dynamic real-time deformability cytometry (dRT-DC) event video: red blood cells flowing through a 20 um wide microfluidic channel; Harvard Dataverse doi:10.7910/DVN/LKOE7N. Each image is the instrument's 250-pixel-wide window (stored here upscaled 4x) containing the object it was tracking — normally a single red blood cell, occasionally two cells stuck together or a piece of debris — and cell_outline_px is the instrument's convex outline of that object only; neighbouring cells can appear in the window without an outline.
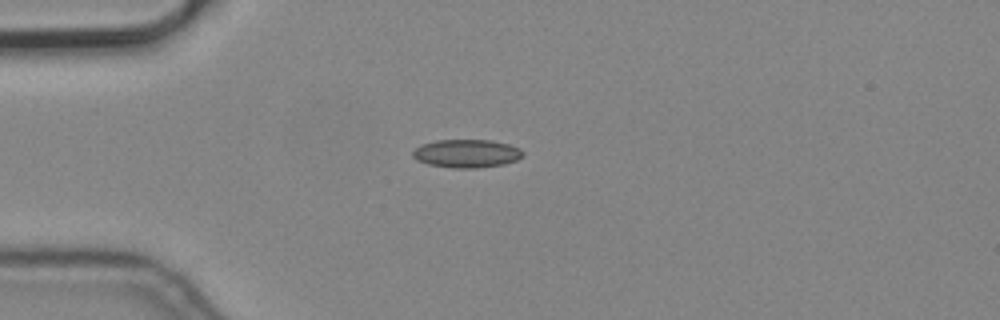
{"species": "common noctule bat (a hibernating species)", "species_latin": "Nyctalus noctula", "temperature_condition": "cold", "stored_images_in_passage": 3, "camera_frame_rate_fps": 3000, "um_per_image_px": 0.085, "animal": {"sex": "male", "body_mass_g": 19.2, "forearm_length_mm": 51.8}, "frame": {"image": 1, "passage_image": 1, "time_ms": 0.0, "image_size_px": [1000, 320], "cell_outline_px": [[524, 156], [516, 160], [504, 164], [476, 168], [452, 168], [428, 164], [416, 160], [412, 156], [412, 152], [420, 144], [436, 140], [492, 140], [508, 144], [520, 148], [524, 152]], "centroid_in_image_um": [39.66, 13.04], "position_along_channel_um": 45.3, "area_um2": 18.26}}